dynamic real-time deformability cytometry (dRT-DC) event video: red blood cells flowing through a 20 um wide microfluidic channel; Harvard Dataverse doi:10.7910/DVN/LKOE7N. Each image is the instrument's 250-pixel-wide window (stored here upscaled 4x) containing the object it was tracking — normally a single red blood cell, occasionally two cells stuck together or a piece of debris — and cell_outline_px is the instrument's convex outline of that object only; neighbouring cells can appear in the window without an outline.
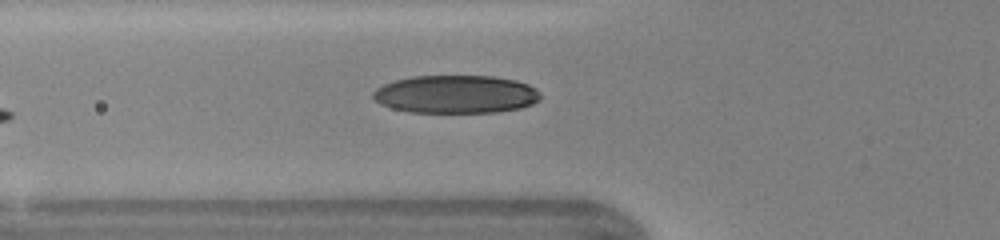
{"species": "human", "species_latin": "Homo sapiens", "temperature_condition": "warm", "stored_images_in_passage": 25, "camera_frame_rate_fps": 3000, "um_per_image_px": 0.085, "donor": {"sex": "female"}, "frame": {"image": 1, "passage_image": 8, "time_ms": 2.333, "image_size_px": [1000, 240], "cell_outline_px": [[540, 100], [532, 104], [520, 108], [496, 112], [408, 112], [392, 108], [380, 104], [372, 96], [372, 92], [376, 88], [384, 84], [396, 80], [412, 76], [492, 76], [516, 80], [528, 84], [536, 88], [540, 92]], "centroid_in_image_um": [38.76, 8.01], "position_along_channel_um": 87.0, "area_um2": 37.22}}